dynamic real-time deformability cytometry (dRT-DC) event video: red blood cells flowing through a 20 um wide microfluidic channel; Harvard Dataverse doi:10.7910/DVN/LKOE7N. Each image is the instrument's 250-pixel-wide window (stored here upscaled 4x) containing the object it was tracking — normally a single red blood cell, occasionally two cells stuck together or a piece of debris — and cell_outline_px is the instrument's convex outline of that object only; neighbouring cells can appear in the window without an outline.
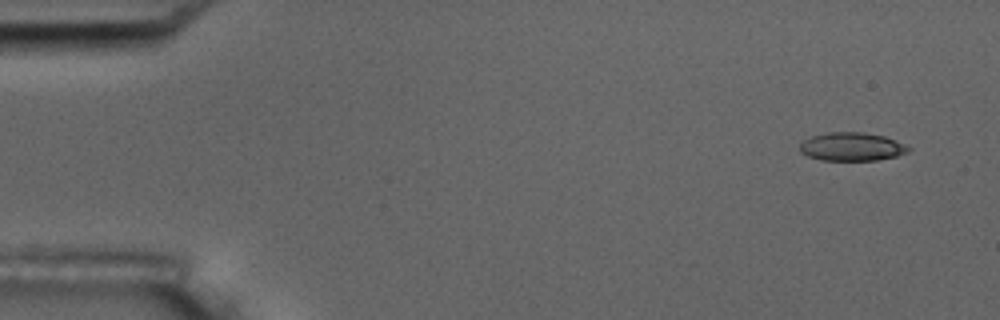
{"species": "common noctule bat (a hibernating species)", "species_latin": "Nyctalus noctula", "temperature_condition": "room temperature", "stored_images_in_passage": 5, "camera_frame_rate_fps": 3000, "um_per_image_px": 0.085, "animal": {"sex": "male", "body_mass_g": 17.5, "forearm_length_mm": 52.3}, "frame": {"image": 1, "passage_image": 1, "time_ms": 0.0, "image_size_px": [1000, 320], "cell_outline_px": [[912, 148], [908, 152], [896, 156], [876, 160], [820, 160], [808, 156], [800, 152], [800, 144], [804, 140], [812, 136], [828, 132], [864, 132], [884, 136], [896, 140]], "centroid_in_image_um": [72.41, 12.46], "position_along_channel_um": 12.6, "area_um2": 17.98}}
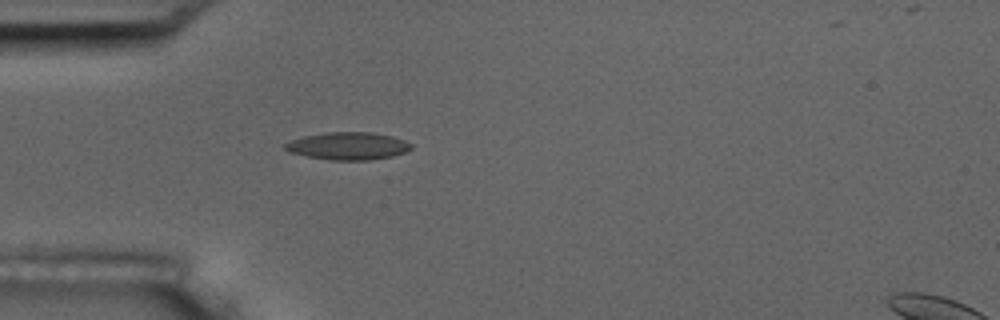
{"frame": {"image": 2, "passage_image": 4, "time_ms": 4.333, "image_size_px": [1000, 320], "cell_outline_px": [[412, 148], [404, 152], [392, 156], [368, 160], [332, 160], [308, 156], [288, 152], [284, 148], [284, 144], [292, 140], [304, 136], [328, 132], [372, 132], [392, 136], [404, 140], [412, 144]], "centroid_in_image_um": [29.59, 12.4], "position_along_channel_um": 55.4, "area_um2": 20.11}}